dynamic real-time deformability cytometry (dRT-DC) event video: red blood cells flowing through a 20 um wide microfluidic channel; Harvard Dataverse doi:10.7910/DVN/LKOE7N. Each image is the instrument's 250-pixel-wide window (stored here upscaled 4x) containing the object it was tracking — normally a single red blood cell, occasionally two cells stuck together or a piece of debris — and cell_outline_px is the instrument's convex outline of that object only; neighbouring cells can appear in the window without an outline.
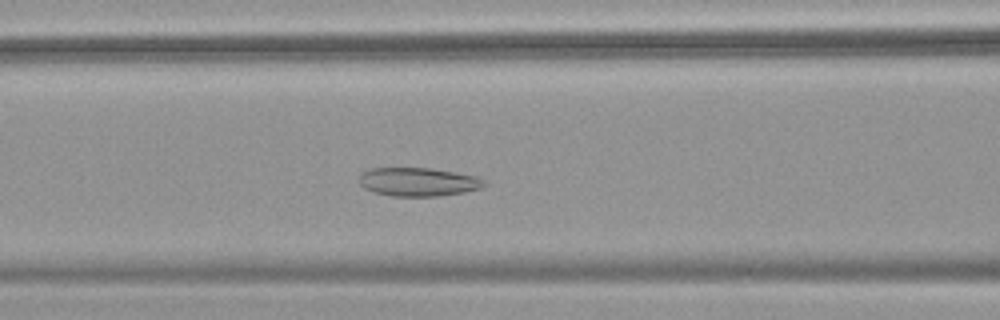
{"species": "common noctule bat (a hibernating species)", "species_latin": "Nyctalus noctula", "temperature_condition": "warm", "stored_images_in_passage": 51, "camera_frame_rate_fps": 3000, "um_per_image_px": 0.085, "animal": {"sex": "female", "body_mass_g": 18.4}, "frame": {"image": 1, "passage_image": 20, "time_ms": 6.333, "image_size_px": [1000, 320], "cell_outline_px": [[484, 184], [480, 188], [464, 192], [436, 196], [392, 196], [372, 192], [364, 188], [360, 184], [360, 176], [364, 172], [372, 168], [432, 168], [476, 176], [484, 180]], "centroid_in_image_um": [35.52, 15.46], "position_along_channel_um": 131.1, "area_um2": 20.63}}
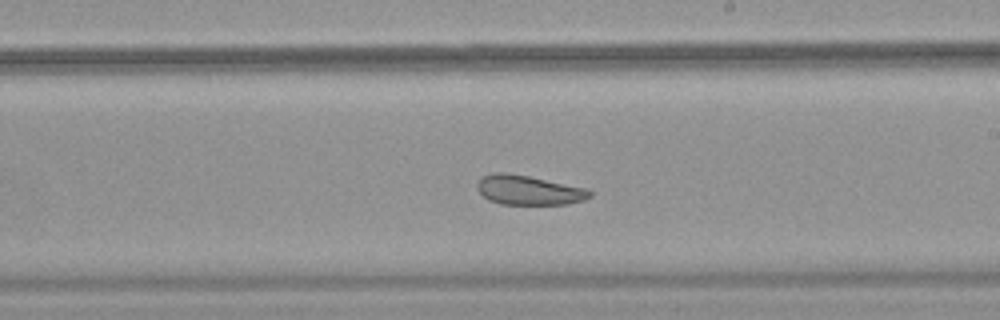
{"frame": {"image": 2, "passage_image": 29, "time_ms": 9.333, "image_size_px": [1000, 320], "cell_outline_px": [[592, 196], [584, 200], [568, 204], [500, 204], [488, 200], [476, 188], [476, 184], [480, 176], [492, 172], [504, 172], [528, 176], [588, 188], [592, 192]], "centroid_in_image_um": [44.92, 16.15], "position_along_channel_um": 244.1, "area_um2": 19.59}}
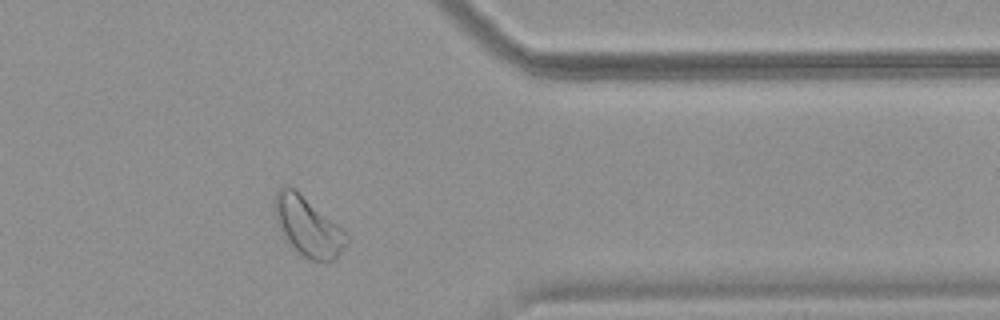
{"frame": {"image": 3, "passage_image": 41, "time_ms": 13.333, "image_size_px": [1000, 320], "cell_outline_px": [[348, 240], [336, 260], [312, 260], [304, 256], [280, 232], [276, 224], [272, 200], [276, 192], [284, 184], [292, 188], [336, 224], [348, 236]], "centroid_in_image_um": [26.11, 19.24], "position_along_channel_um": 385.3, "area_um2": 23.99}, "authors_computed_cell_mechanics": {"area_um2": 25.7788, "velocity_mm_per_s": 3.7865, "shape_relaxation_time_tau1_ms": null, "shape_relaxation_time_tau2_ms": 3.2429, "deformation_change_tau1": null, "deformation_change_tau2": 0.0828}}